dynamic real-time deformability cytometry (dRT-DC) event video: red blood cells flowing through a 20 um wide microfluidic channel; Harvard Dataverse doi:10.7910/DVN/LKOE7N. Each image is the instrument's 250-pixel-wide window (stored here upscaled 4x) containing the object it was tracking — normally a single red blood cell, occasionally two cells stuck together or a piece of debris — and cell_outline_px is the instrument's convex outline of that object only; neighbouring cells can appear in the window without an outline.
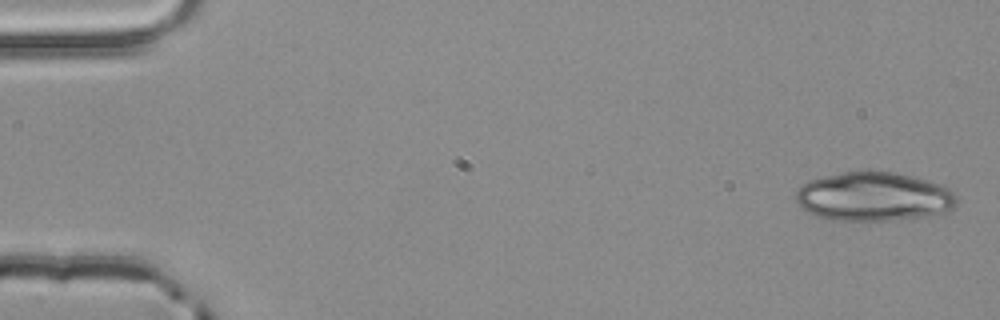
{"species": "common noctule bat (a hibernating species)", "species_latin": "Nyctalus noctula", "temperature_condition": "room temperature", "stored_images_in_passage": 3, "camera_frame_rate_fps": 3000, "um_per_image_px": 0.085, "animal": {"sex": "male", "body_mass_g": 20.4}, "frame": {"image": 1, "passage_image": 1, "time_ms": 0.0, "image_size_px": [1000, 320], "cell_outline_px": [[956, 204], [952, 208], [944, 212], [924, 216], [888, 220], [832, 220], [816, 216], [808, 212], [796, 200], [796, 192], [808, 180], [844, 172], [892, 172], [912, 176], [928, 180], [940, 184], [948, 188], [956, 196]], "centroid_in_image_um": [74.27, 16.71], "position_along_channel_um": 10.7, "area_um2": 45.26}}